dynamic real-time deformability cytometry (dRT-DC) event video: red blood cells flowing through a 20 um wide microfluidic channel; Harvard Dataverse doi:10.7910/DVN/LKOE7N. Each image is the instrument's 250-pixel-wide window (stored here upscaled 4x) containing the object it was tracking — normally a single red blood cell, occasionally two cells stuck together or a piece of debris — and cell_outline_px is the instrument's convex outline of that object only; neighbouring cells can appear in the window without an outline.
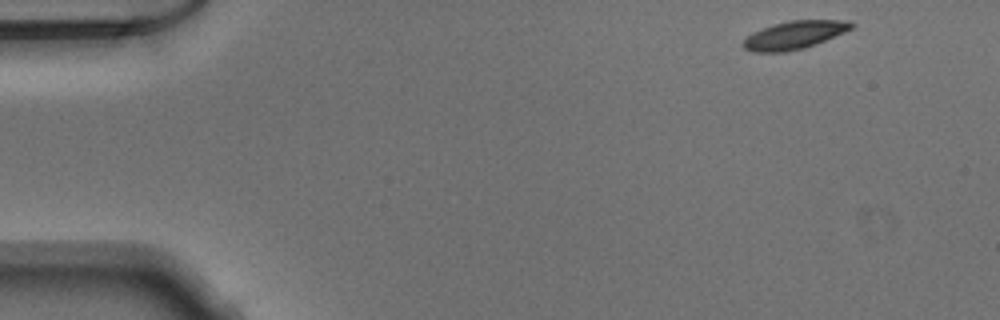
{"species": "Egyptian fruit bat (a non-hibernating species)", "species_latin": "Rousettus aegyptiacus", "temperature_condition": "warm", "stored_images_in_passage": 46, "camera_frame_rate_fps": 3000, "um_per_image_px": 0.085, "animal": {"sex": "male"}, "frame": {"image": 1, "passage_image": 1, "time_ms": 0.0, "image_size_px": [1000, 320], "cell_outline_px": [[856, 24], [852, 28], [844, 32], [816, 44], [804, 48], [784, 52], [752, 52], [744, 48], [740, 44], [752, 32], [772, 24], [788, 20], [848, 20]], "centroid_in_image_um": [67.5, 2.97], "position_along_channel_um": 17.5, "area_um2": 17.8}}
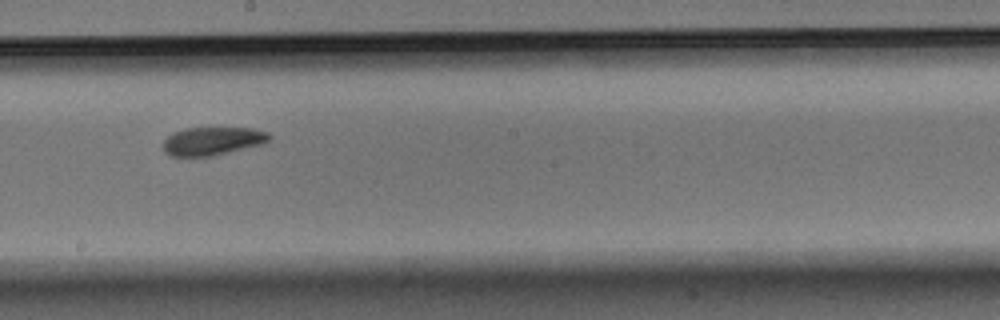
{"frame": {"image": 2, "passage_image": 25, "time_ms": 8.0, "image_size_px": [1000, 320], "cell_outline_px": [[272, 136], [264, 144], [212, 156], [168, 156], [164, 152], [160, 144], [172, 132], [184, 128], [252, 128], [268, 132]], "centroid_in_image_um": [18.02, 11.99], "position_along_channel_um": 230.2, "area_um2": 17.74}}
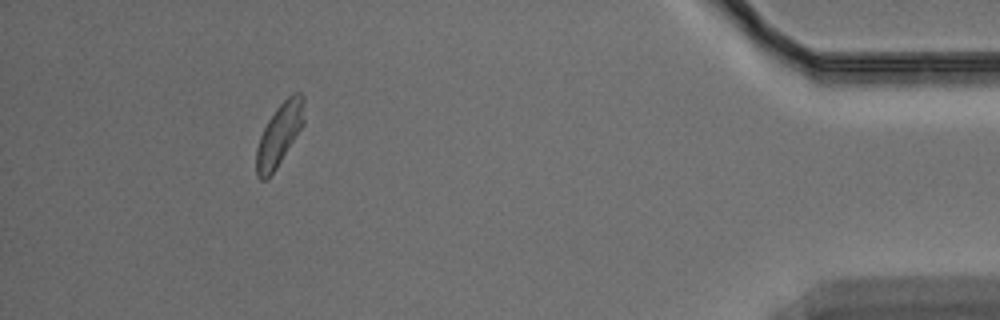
{"frame": {"image": 3, "passage_image": 43, "time_ms": 14.0, "image_size_px": [1000, 320], "cell_outline_px": [[304, 124], [276, 168], [264, 180], [260, 180], [256, 176], [256, 148], [260, 136], [268, 120], [276, 108], [292, 92], [300, 92], [304, 96]], "centroid_in_image_um": [23.75, 11.4], "position_along_channel_um": 411.5, "area_um2": 17.28}}